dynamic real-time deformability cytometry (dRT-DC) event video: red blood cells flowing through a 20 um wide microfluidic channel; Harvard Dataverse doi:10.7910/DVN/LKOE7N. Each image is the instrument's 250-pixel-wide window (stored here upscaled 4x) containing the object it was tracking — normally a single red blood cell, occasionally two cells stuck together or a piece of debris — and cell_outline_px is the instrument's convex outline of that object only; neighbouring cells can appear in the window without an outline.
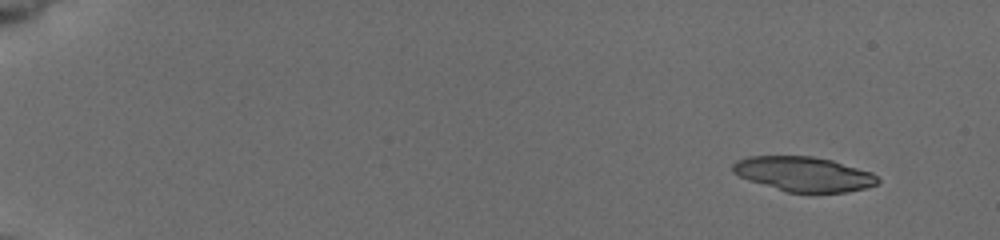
{"species": "common noctule bat (a hibernating species)", "species_latin": "Nyctalus noctula", "temperature_condition": "cold", "stored_images_in_passage": 15, "camera_frame_rate_fps": 3000, "um_per_image_px": 0.085, "animal": {"sex": "female", "body_mass_g": 19.5, "forearm_length_mm": 54.1}, "frame": {"image": 1, "passage_image": 2, "time_ms": 0.667, "image_size_px": [1000, 240], "cell_outline_px": [[880, 180], [876, 184], [864, 188], [844, 192], [788, 192], [748, 180], [732, 172], [732, 164], [736, 160], [748, 156], [812, 156], [832, 160], [872, 172]], "centroid_in_image_um": [68.29, 14.78], "position_along_channel_um": 16.7, "area_um2": 29.13}}